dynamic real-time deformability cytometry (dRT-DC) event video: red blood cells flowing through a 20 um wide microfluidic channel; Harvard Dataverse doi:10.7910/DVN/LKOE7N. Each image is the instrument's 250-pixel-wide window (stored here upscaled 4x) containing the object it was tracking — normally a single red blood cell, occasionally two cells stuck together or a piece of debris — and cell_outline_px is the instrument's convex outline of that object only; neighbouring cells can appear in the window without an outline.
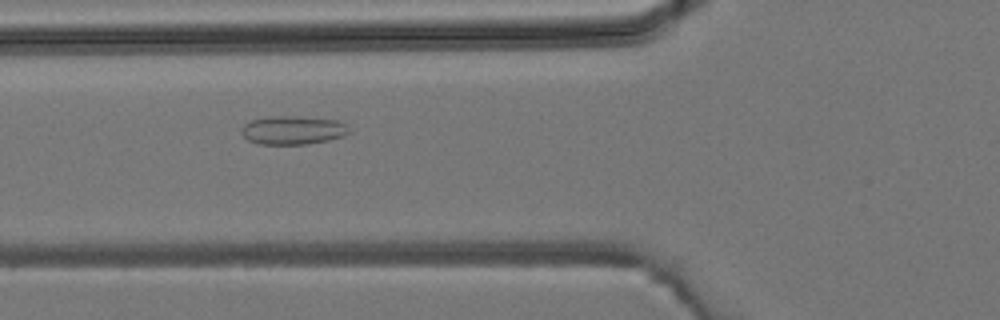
{"species": "common noctule bat (a hibernating species)", "species_latin": "Nyctalus noctula", "temperature_condition": "room temperature", "stored_images_in_passage": 25, "camera_frame_rate_fps": 3000, "um_per_image_px": 0.085, "animal": {"sex": "male", "body_mass_g": 19.2, "forearm_length_mm": 51.8}, "frame": {"image": 1, "passage_image": 3, "time_ms": 0.667, "image_size_px": [1000, 320], "cell_outline_px": [[352, 132], [344, 136], [328, 140], [308, 144], [260, 144], [248, 140], [240, 132], [240, 128], [244, 124], [252, 120], [268, 116], [296, 116], [336, 120], [344, 124]], "centroid_in_image_um": [24.88, 11.06], "position_along_channel_um": 100.9, "area_um2": 17.98}}
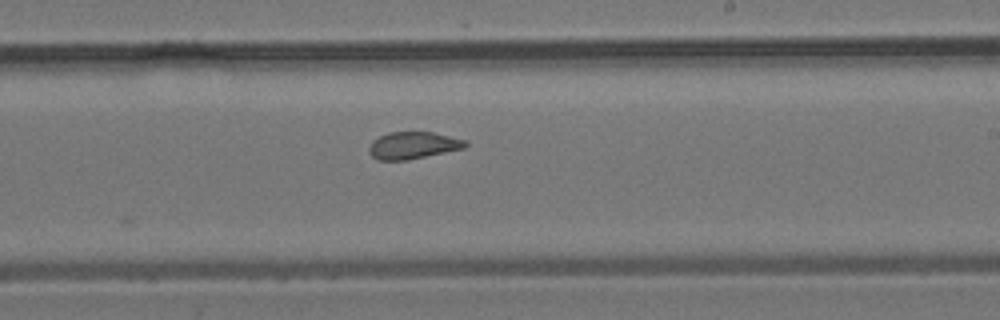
{"frame": {"image": 2, "passage_image": 13, "time_ms": 4.0, "image_size_px": [1000, 320], "cell_outline_px": [[468, 144], [464, 148], [408, 160], [376, 160], [368, 152], [368, 148], [372, 140], [388, 132], [432, 132], [464, 140]], "centroid_in_image_um": [35.05, 12.36], "position_along_channel_um": 254.0, "area_um2": 15.14}}
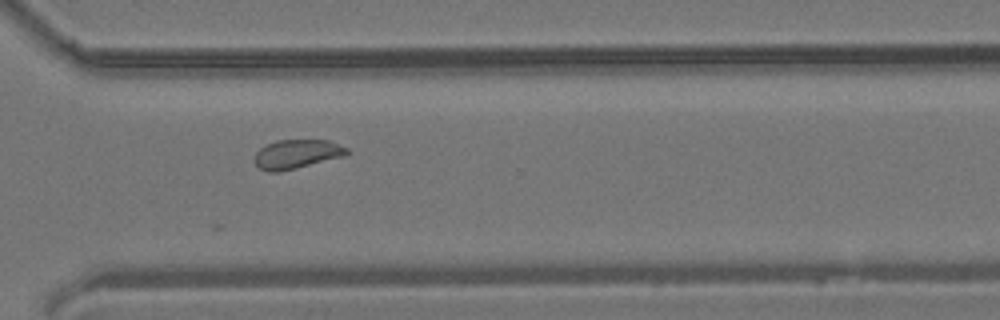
{"frame": {"image": 3, "passage_image": 19, "time_ms": 6.0, "image_size_px": [1000, 320], "cell_outline_px": [[352, 152], [344, 156], [276, 172], [268, 172], [260, 168], [256, 164], [256, 152], [260, 148], [276, 140], [332, 140], [348, 148]], "centroid_in_image_um": [25.28, 13.07], "position_along_channel_um": 345.3, "area_um2": 15.43}}